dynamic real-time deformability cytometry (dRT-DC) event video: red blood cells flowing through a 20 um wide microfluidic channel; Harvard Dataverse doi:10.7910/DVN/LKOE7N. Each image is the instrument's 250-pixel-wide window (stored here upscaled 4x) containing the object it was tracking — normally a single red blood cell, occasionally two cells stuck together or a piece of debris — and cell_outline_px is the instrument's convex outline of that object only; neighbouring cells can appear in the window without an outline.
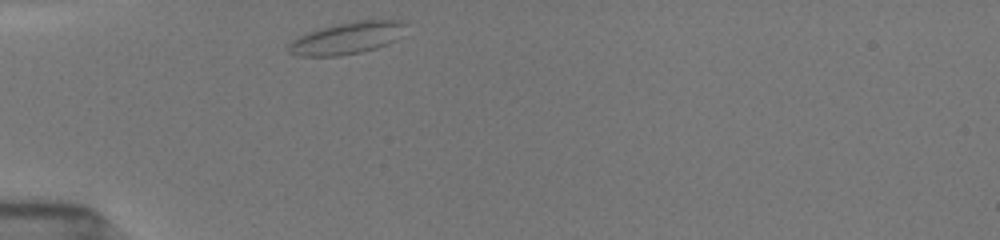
{"species": "common noctule bat (a hibernating species)", "species_latin": "Nyctalus noctula", "temperature_condition": "room temperature", "stored_images_in_passage": 7, "camera_frame_rate_fps": 3000, "um_per_image_px": 0.085, "animal": {"sex": "female", "body_mass_g": 19.5, "forearm_length_mm": 54.1}, "frame": {"image": 1, "passage_image": 1, "time_ms": 0.0, "image_size_px": [1000, 240], "cell_outline_px": [[404, 24], [396, 40], [388, 44], [376, 48], [360, 52], [336, 56], [300, 56], [288, 52], [288, 44], [292, 40], [308, 32], [356, 20], [396, 20]], "centroid_in_image_um": [29.44, 3.26], "position_along_channel_um": 55.6, "area_um2": 21.21}}
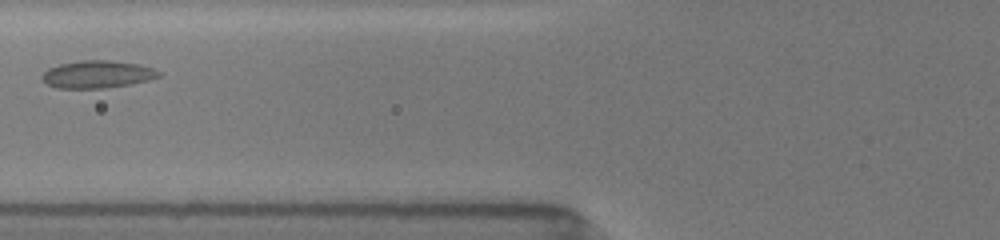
{"frame": {"image": 2, "passage_image": 4, "time_ms": 1.0, "image_size_px": [1000, 240], "cell_outline_px": [[164, 76], [132, 84], [104, 88], [56, 88], [48, 84], [40, 76], [48, 68], [60, 64], [80, 60], [108, 60], [140, 64], [152, 68], [160, 72]], "centroid_in_image_um": [8.3, 6.31], "position_along_channel_um": 117.5, "area_um2": 18.79}}
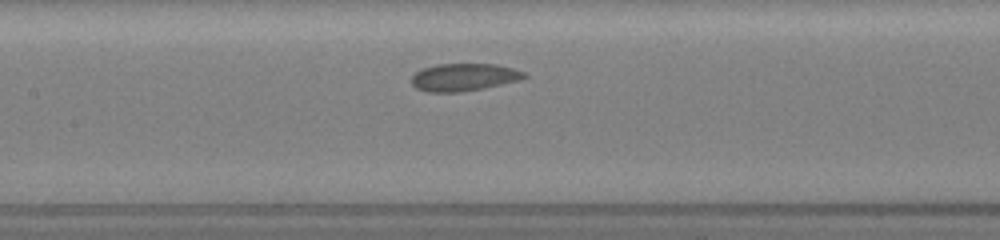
{"frame": {"image": 3, "passage_image": 6, "time_ms": 1.667, "image_size_px": [1000, 240], "cell_outline_px": [[528, 76], [520, 80], [484, 88], [460, 92], [428, 92], [416, 88], [412, 84], [412, 76], [416, 72], [424, 68], [436, 64], [496, 64], [512, 68], [524, 72]], "centroid_in_image_um": [39.43, 6.56], "position_along_channel_um": 168.0, "area_um2": 18.03}}